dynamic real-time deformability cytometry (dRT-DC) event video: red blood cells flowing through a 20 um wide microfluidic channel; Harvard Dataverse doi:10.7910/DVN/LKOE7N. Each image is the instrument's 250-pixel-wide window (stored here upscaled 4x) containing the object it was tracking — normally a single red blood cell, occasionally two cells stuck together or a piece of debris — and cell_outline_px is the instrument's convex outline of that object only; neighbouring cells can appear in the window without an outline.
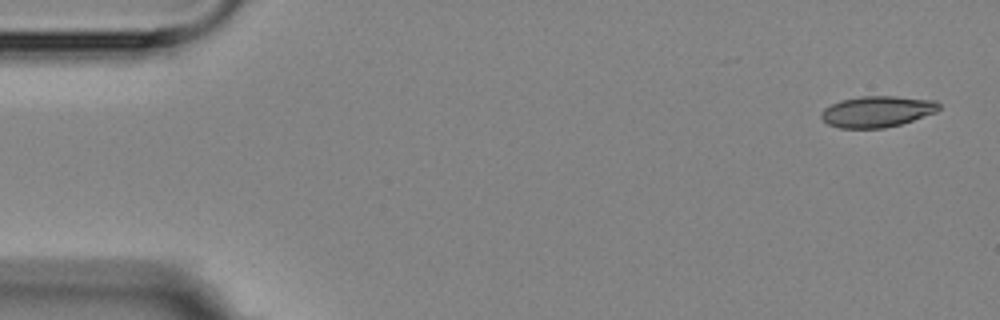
{"species": "Egyptian fruit bat (a non-hibernating species)", "species_latin": "Rousettus aegyptiacus", "temperature_condition": "room temperature", "stored_images_in_passage": 5, "camera_frame_rate_fps": 3000, "um_per_image_px": 0.085, "animal": {"sex": "female"}, "frame": {"image": 1, "passage_image": 1, "time_ms": 0.0, "image_size_px": [1000, 320], "cell_outline_px": [[940, 108], [936, 112], [900, 124], [884, 128], [840, 128], [828, 124], [820, 116], [820, 112], [824, 108], [840, 100], [860, 96], [896, 96], [936, 100], [940, 104]], "centroid_in_image_um": [74.55, 9.47], "position_along_channel_um": 10.5, "area_um2": 21.39}}
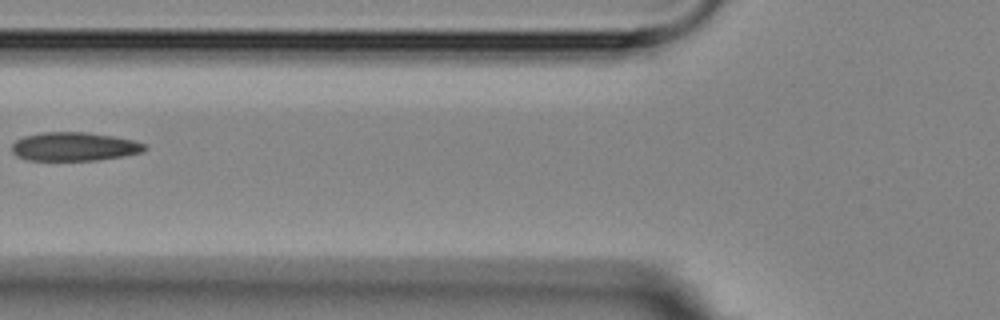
{"frame": {"image": 2, "passage_image": 5, "time_ms": 6.333, "image_size_px": [1000, 320], "cell_outline_px": [[148, 148], [144, 152], [96, 160], [28, 160], [16, 156], [12, 152], [12, 144], [16, 140], [24, 136], [44, 132], [84, 132], [112, 136], [132, 140], [144, 144]], "centroid_in_image_um": [6.29, 12.46], "position_along_channel_um": 119.5, "area_um2": 22.02}}